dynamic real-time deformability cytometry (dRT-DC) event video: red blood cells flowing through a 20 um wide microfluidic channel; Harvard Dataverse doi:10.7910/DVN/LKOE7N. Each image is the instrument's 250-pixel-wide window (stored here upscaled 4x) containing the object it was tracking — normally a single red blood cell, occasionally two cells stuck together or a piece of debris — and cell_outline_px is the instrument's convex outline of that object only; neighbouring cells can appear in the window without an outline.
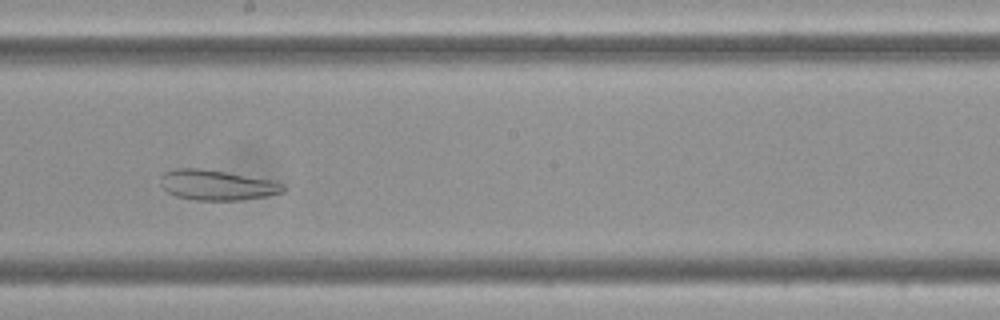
{"species": "Egyptian fruit bat (a non-hibernating species)", "species_latin": "Rousettus aegyptiacus", "temperature_condition": "cold", "stored_images_in_passage": 52, "camera_frame_rate_fps": 3000, "um_per_image_px": 0.085, "frame": {"image": 1, "passage_image": 27, "time_ms": 8.667, "image_size_px": [1000, 320], "cell_outline_px": [[288, 188], [284, 192], [244, 200], [192, 200], [176, 196], [168, 192], [164, 188], [160, 176], [164, 172], [176, 168], [200, 168], [272, 180], [284, 184]], "centroid_in_image_um": [18.46, 15.73], "position_along_channel_um": 229.7, "area_um2": 21.56}}
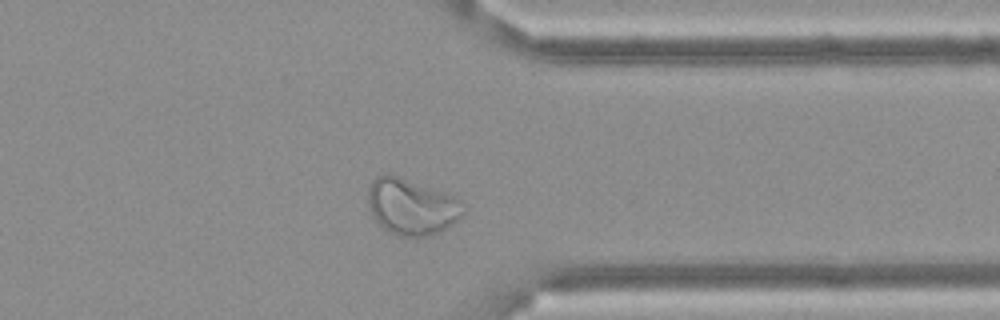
{"frame": {"image": 2, "passage_image": 40, "time_ms": 13.0, "image_size_px": [1000, 320], "cell_outline_px": [[464, 212], [452, 224], [440, 232], [428, 236], [400, 236], [388, 232], [376, 220], [368, 208], [368, 188], [376, 176], [388, 172], [448, 192], [456, 196], [464, 204]], "centroid_in_image_um": [34.99, 17.53], "position_along_channel_um": 376.4, "area_um2": 31.67}}
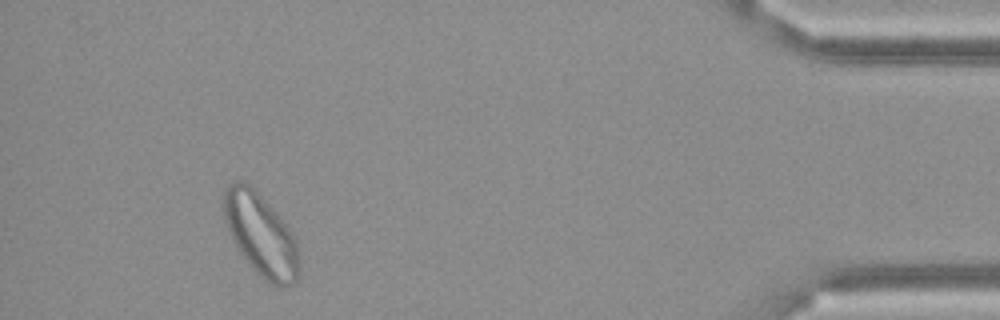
{"frame": {"image": 3, "passage_image": 48, "time_ms": 15.667, "image_size_px": [1000, 320], "cell_outline_px": [[300, 276], [292, 284], [280, 288], [264, 280], [252, 268], [232, 240], [224, 216], [224, 188], [232, 180], [240, 180], [248, 184], [276, 212], [288, 228], [296, 244], [300, 256]], "centroid_in_image_um": [22.18, 19.99], "position_along_channel_um": 413.0, "area_um2": 35.89}}